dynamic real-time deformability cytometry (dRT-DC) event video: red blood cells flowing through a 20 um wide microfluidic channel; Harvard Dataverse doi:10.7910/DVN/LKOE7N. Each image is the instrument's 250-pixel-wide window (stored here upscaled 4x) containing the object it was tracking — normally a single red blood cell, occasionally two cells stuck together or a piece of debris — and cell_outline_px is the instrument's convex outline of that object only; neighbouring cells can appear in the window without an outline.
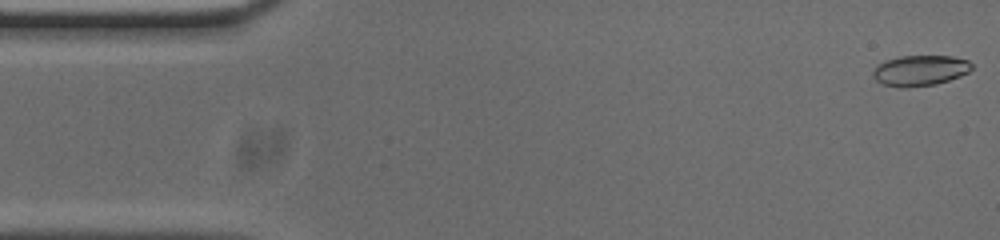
{"species": "common noctule bat (a hibernating species)", "species_latin": "Nyctalus noctula", "temperature_condition": "cold", "stored_images_in_passage": 49, "camera_frame_rate_fps": 3000, "um_per_image_px": 0.085, "animal": {"sex": "male", "body_mass_g": 20.0, "forearm_length_mm": 53.3}, "frame": {"image": 1, "passage_image": 1, "time_ms": 0.0, "image_size_px": [1000, 240], "cell_outline_px": [[972, 68], [968, 72], [960, 76], [936, 84], [908, 88], [900, 88], [884, 84], [876, 80], [872, 76], [872, 72], [876, 64], [884, 60], [900, 56], [952, 56], [968, 60], [972, 64]], "centroid_in_image_um": [78.17, 5.99], "position_along_channel_um": 6.8, "area_um2": 17.8}}
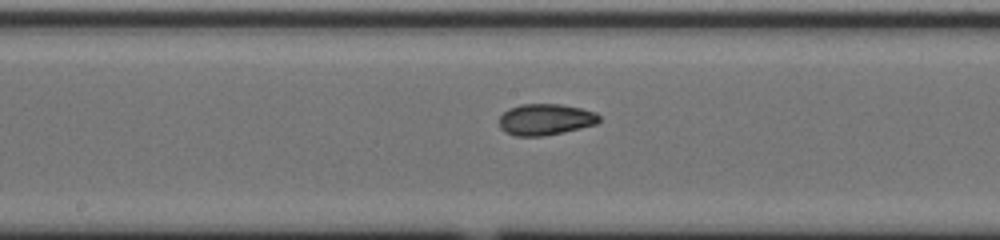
{"frame": {"image": 2, "passage_image": 26, "time_ms": 8.333, "image_size_px": [1000, 240], "cell_outline_px": [[600, 120], [596, 124], [564, 132], [544, 136], [516, 136], [504, 132], [500, 128], [500, 116], [508, 108], [520, 104], [560, 104], [580, 108], [596, 112], [600, 116]], "centroid_in_image_um": [46.35, 10.15], "position_along_channel_um": 201.8, "area_um2": 18.32}}
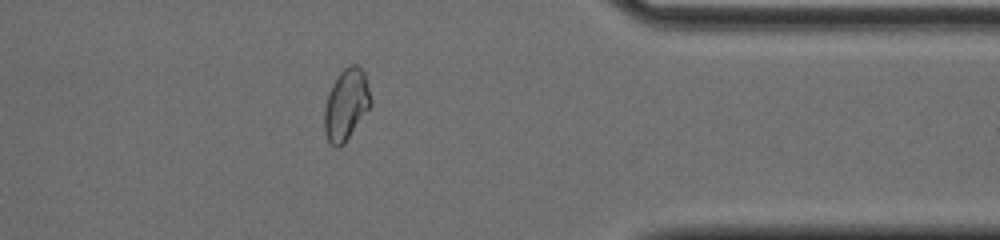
{"frame": {"image": 3, "passage_image": 42, "time_ms": 13.667, "image_size_px": [1000, 240], "cell_outline_px": [[372, 104], [344, 144], [340, 148], [336, 148], [328, 140], [324, 132], [324, 108], [328, 92], [332, 84], [340, 72], [348, 64], [356, 64], [364, 72], [372, 100]], "centroid_in_image_um": [29.41, 8.89], "position_along_channel_um": 382.0, "area_um2": 19.36}, "authors_computed_cell_mechanics": {"area_um2": 18.3804, "velocity_mm_per_s": 3.756, "shape_relaxation_time_tau1_ms": null, "shape_relaxation_time_tau2_ms": 2.1599, "deformation_change_tau1": null, "deformation_change_tau2": 0.0633}}